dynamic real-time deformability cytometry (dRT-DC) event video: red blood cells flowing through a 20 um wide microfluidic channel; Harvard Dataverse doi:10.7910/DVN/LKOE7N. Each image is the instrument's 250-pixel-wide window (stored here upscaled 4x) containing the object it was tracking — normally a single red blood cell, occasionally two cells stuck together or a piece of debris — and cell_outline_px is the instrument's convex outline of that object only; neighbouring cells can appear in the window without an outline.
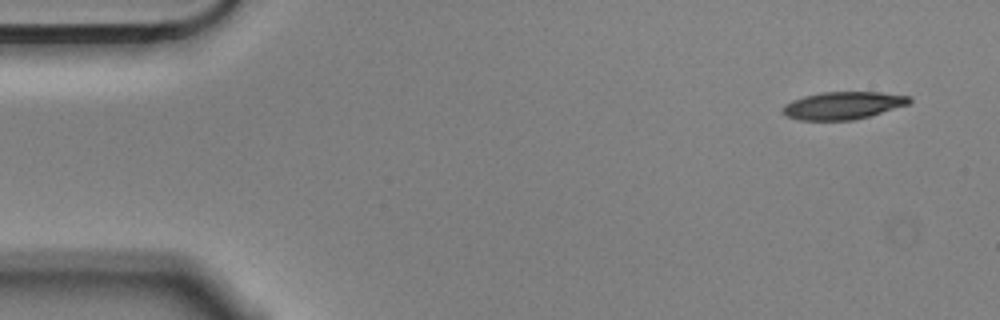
{"species": "Egyptian fruit bat (a non-hibernating species)", "species_latin": "Rousettus aegyptiacus", "temperature_condition": "cold", "stored_images_in_passage": 4, "camera_frame_rate_fps": 3000, "um_per_image_px": 0.085, "animal": {"sex": "male"}, "frame": {"image": 1, "passage_image": 1, "time_ms": 0.0, "image_size_px": [1000, 320], "cell_outline_px": [[912, 100], [908, 104], [868, 116], [852, 120], [800, 120], [788, 116], [780, 112], [784, 104], [792, 100], [804, 96], [820, 92], [880, 92], [912, 96]], "centroid_in_image_um": [71.63, 8.95], "position_along_channel_um": 13.4, "area_um2": 20.29}}
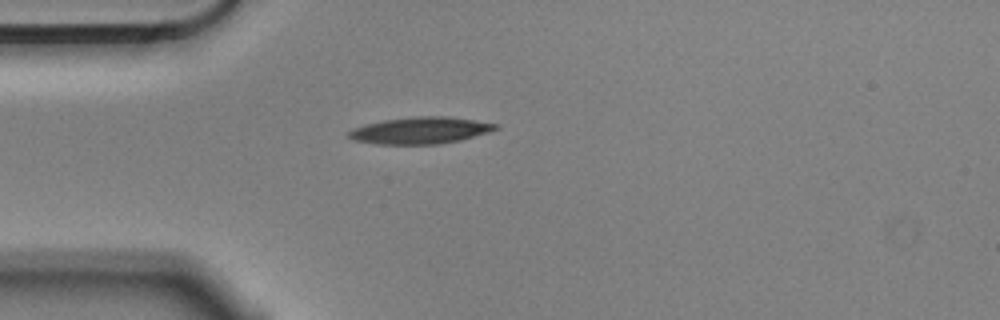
{"frame": {"image": 2, "passage_image": 4, "time_ms": 1.0, "image_size_px": [1000, 320], "cell_outline_px": [[500, 128], [488, 132], [460, 140], [436, 144], [376, 144], [352, 140], [348, 136], [348, 132], [356, 128], [368, 124], [384, 120], [416, 116], [444, 116], [500, 124]], "centroid_in_image_um": [35.75, 11.09], "position_along_channel_um": 49.3, "area_um2": 22.6}}